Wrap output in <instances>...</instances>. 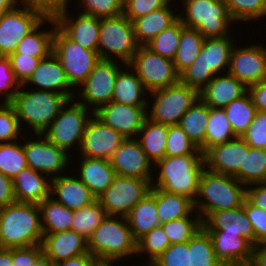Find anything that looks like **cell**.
<instances>
[{"mask_svg": "<svg viewBox=\"0 0 266 266\" xmlns=\"http://www.w3.org/2000/svg\"><path fill=\"white\" fill-rule=\"evenodd\" d=\"M208 120L209 107L199 98L181 117L178 124L203 154Z\"/></svg>", "mask_w": 266, "mask_h": 266, "instance_id": "36", "label": "cell"}, {"mask_svg": "<svg viewBox=\"0 0 266 266\" xmlns=\"http://www.w3.org/2000/svg\"><path fill=\"white\" fill-rule=\"evenodd\" d=\"M168 130L169 125L156 123L146 118L138 133L136 139L153 164L166 156Z\"/></svg>", "mask_w": 266, "mask_h": 266, "instance_id": "35", "label": "cell"}, {"mask_svg": "<svg viewBox=\"0 0 266 266\" xmlns=\"http://www.w3.org/2000/svg\"><path fill=\"white\" fill-rule=\"evenodd\" d=\"M217 259L224 266H248L254 245L240 235L225 234L223 230H206Z\"/></svg>", "mask_w": 266, "mask_h": 266, "instance_id": "24", "label": "cell"}, {"mask_svg": "<svg viewBox=\"0 0 266 266\" xmlns=\"http://www.w3.org/2000/svg\"><path fill=\"white\" fill-rule=\"evenodd\" d=\"M161 226L171 244L189 241L203 227L202 219L196 210L189 216L163 223Z\"/></svg>", "mask_w": 266, "mask_h": 266, "instance_id": "44", "label": "cell"}, {"mask_svg": "<svg viewBox=\"0 0 266 266\" xmlns=\"http://www.w3.org/2000/svg\"><path fill=\"white\" fill-rule=\"evenodd\" d=\"M126 219L136 242L160 225L156 207V188L151 187L150 192L130 210Z\"/></svg>", "mask_w": 266, "mask_h": 266, "instance_id": "33", "label": "cell"}, {"mask_svg": "<svg viewBox=\"0 0 266 266\" xmlns=\"http://www.w3.org/2000/svg\"><path fill=\"white\" fill-rule=\"evenodd\" d=\"M53 53L65 71L70 86L72 89L76 88L75 90L85 82L94 66L101 59L98 52L82 48L58 26L54 33Z\"/></svg>", "mask_w": 266, "mask_h": 266, "instance_id": "11", "label": "cell"}, {"mask_svg": "<svg viewBox=\"0 0 266 266\" xmlns=\"http://www.w3.org/2000/svg\"><path fill=\"white\" fill-rule=\"evenodd\" d=\"M171 245L161 225L153 228L137 241V254H147L150 266Z\"/></svg>", "mask_w": 266, "mask_h": 266, "instance_id": "48", "label": "cell"}, {"mask_svg": "<svg viewBox=\"0 0 266 266\" xmlns=\"http://www.w3.org/2000/svg\"><path fill=\"white\" fill-rule=\"evenodd\" d=\"M234 177L246 187L256 183H266V149H256L249 146L245 152L243 166Z\"/></svg>", "mask_w": 266, "mask_h": 266, "instance_id": "40", "label": "cell"}, {"mask_svg": "<svg viewBox=\"0 0 266 266\" xmlns=\"http://www.w3.org/2000/svg\"><path fill=\"white\" fill-rule=\"evenodd\" d=\"M151 187L148 180L116 175L113 183L97 197V200L107 215L126 217L150 192Z\"/></svg>", "mask_w": 266, "mask_h": 266, "instance_id": "13", "label": "cell"}, {"mask_svg": "<svg viewBox=\"0 0 266 266\" xmlns=\"http://www.w3.org/2000/svg\"><path fill=\"white\" fill-rule=\"evenodd\" d=\"M204 39L197 29L186 26L182 28L177 54L173 59L179 75L195 61L201 52Z\"/></svg>", "mask_w": 266, "mask_h": 266, "instance_id": "39", "label": "cell"}, {"mask_svg": "<svg viewBox=\"0 0 266 266\" xmlns=\"http://www.w3.org/2000/svg\"><path fill=\"white\" fill-rule=\"evenodd\" d=\"M233 128L225 116L224 109L209 107V120L204 141V153L211 147L236 138Z\"/></svg>", "mask_w": 266, "mask_h": 266, "instance_id": "42", "label": "cell"}, {"mask_svg": "<svg viewBox=\"0 0 266 266\" xmlns=\"http://www.w3.org/2000/svg\"><path fill=\"white\" fill-rule=\"evenodd\" d=\"M189 266H224L216 257L208 232L202 227L189 241Z\"/></svg>", "mask_w": 266, "mask_h": 266, "instance_id": "43", "label": "cell"}, {"mask_svg": "<svg viewBox=\"0 0 266 266\" xmlns=\"http://www.w3.org/2000/svg\"><path fill=\"white\" fill-rule=\"evenodd\" d=\"M15 5H17L16 0H0V17L9 12Z\"/></svg>", "mask_w": 266, "mask_h": 266, "instance_id": "67", "label": "cell"}, {"mask_svg": "<svg viewBox=\"0 0 266 266\" xmlns=\"http://www.w3.org/2000/svg\"><path fill=\"white\" fill-rule=\"evenodd\" d=\"M125 138L94 114L87 123L79 149L80 157L109 160Z\"/></svg>", "mask_w": 266, "mask_h": 266, "instance_id": "18", "label": "cell"}, {"mask_svg": "<svg viewBox=\"0 0 266 266\" xmlns=\"http://www.w3.org/2000/svg\"><path fill=\"white\" fill-rule=\"evenodd\" d=\"M234 36L205 38L201 52L179 75V82L200 92L217 74L228 72Z\"/></svg>", "mask_w": 266, "mask_h": 266, "instance_id": "6", "label": "cell"}, {"mask_svg": "<svg viewBox=\"0 0 266 266\" xmlns=\"http://www.w3.org/2000/svg\"><path fill=\"white\" fill-rule=\"evenodd\" d=\"M16 202L12 178L0 172V208Z\"/></svg>", "mask_w": 266, "mask_h": 266, "instance_id": "63", "label": "cell"}, {"mask_svg": "<svg viewBox=\"0 0 266 266\" xmlns=\"http://www.w3.org/2000/svg\"><path fill=\"white\" fill-rule=\"evenodd\" d=\"M228 73L246 87L266 80V46L254 43L239 48L235 44L230 55Z\"/></svg>", "mask_w": 266, "mask_h": 266, "instance_id": "17", "label": "cell"}, {"mask_svg": "<svg viewBox=\"0 0 266 266\" xmlns=\"http://www.w3.org/2000/svg\"><path fill=\"white\" fill-rule=\"evenodd\" d=\"M139 46L133 24L124 14L100 18L97 52L101 59L119 60L128 65Z\"/></svg>", "mask_w": 266, "mask_h": 266, "instance_id": "8", "label": "cell"}, {"mask_svg": "<svg viewBox=\"0 0 266 266\" xmlns=\"http://www.w3.org/2000/svg\"><path fill=\"white\" fill-rule=\"evenodd\" d=\"M87 247L98 262L118 263L126 257L137 256V242L123 216L107 215L87 239Z\"/></svg>", "mask_w": 266, "mask_h": 266, "instance_id": "4", "label": "cell"}, {"mask_svg": "<svg viewBox=\"0 0 266 266\" xmlns=\"http://www.w3.org/2000/svg\"><path fill=\"white\" fill-rule=\"evenodd\" d=\"M20 86L12 71L9 58L0 56V98H3L2 103H9L17 94Z\"/></svg>", "mask_w": 266, "mask_h": 266, "instance_id": "53", "label": "cell"}, {"mask_svg": "<svg viewBox=\"0 0 266 266\" xmlns=\"http://www.w3.org/2000/svg\"><path fill=\"white\" fill-rule=\"evenodd\" d=\"M116 175L152 182L154 164L147 158L136 138L125 139L109 159Z\"/></svg>", "mask_w": 266, "mask_h": 266, "instance_id": "20", "label": "cell"}, {"mask_svg": "<svg viewBox=\"0 0 266 266\" xmlns=\"http://www.w3.org/2000/svg\"><path fill=\"white\" fill-rule=\"evenodd\" d=\"M147 94L148 91L137 77L136 72L129 64H126L116 77L112 101L125 105L148 107V99L150 96Z\"/></svg>", "mask_w": 266, "mask_h": 266, "instance_id": "32", "label": "cell"}, {"mask_svg": "<svg viewBox=\"0 0 266 266\" xmlns=\"http://www.w3.org/2000/svg\"><path fill=\"white\" fill-rule=\"evenodd\" d=\"M98 260L95 259L90 253H86L77 257L69 258L68 260L61 261L55 266H97Z\"/></svg>", "mask_w": 266, "mask_h": 266, "instance_id": "64", "label": "cell"}, {"mask_svg": "<svg viewBox=\"0 0 266 266\" xmlns=\"http://www.w3.org/2000/svg\"><path fill=\"white\" fill-rule=\"evenodd\" d=\"M107 216L98 200L84 208L73 211L71 230L88 239Z\"/></svg>", "mask_w": 266, "mask_h": 266, "instance_id": "45", "label": "cell"}, {"mask_svg": "<svg viewBox=\"0 0 266 266\" xmlns=\"http://www.w3.org/2000/svg\"><path fill=\"white\" fill-rule=\"evenodd\" d=\"M245 198L246 186L234 176L214 173L205 168L199 179L194 208L203 221L210 213L242 206Z\"/></svg>", "mask_w": 266, "mask_h": 266, "instance_id": "5", "label": "cell"}, {"mask_svg": "<svg viewBox=\"0 0 266 266\" xmlns=\"http://www.w3.org/2000/svg\"><path fill=\"white\" fill-rule=\"evenodd\" d=\"M45 16L31 7L15 5L0 17V56L14 53L18 43L33 30Z\"/></svg>", "mask_w": 266, "mask_h": 266, "instance_id": "16", "label": "cell"}, {"mask_svg": "<svg viewBox=\"0 0 266 266\" xmlns=\"http://www.w3.org/2000/svg\"><path fill=\"white\" fill-rule=\"evenodd\" d=\"M245 212L255 233V246L266 244V210L252 204L247 198L243 202Z\"/></svg>", "mask_w": 266, "mask_h": 266, "instance_id": "56", "label": "cell"}, {"mask_svg": "<svg viewBox=\"0 0 266 266\" xmlns=\"http://www.w3.org/2000/svg\"><path fill=\"white\" fill-rule=\"evenodd\" d=\"M42 253V244L12 248V266H30Z\"/></svg>", "mask_w": 266, "mask_h": 266, "instance_id": "60", "label": "cell"}, {"mask_svg": "<svg viewBox=\"0 0 266 266\" xmlns=\"http://www.w3.org/2000/svg\"><path fill=\"white\" fill-rule=\"evenodd\" d=\"M171 3L132 21L136 41L140 46H145L179 18V14L175 13L178 12L177 8H172Z\"/></svg>", "mask_w": 266, "mask_h": 266, "instance_id": "31", "label": "cell"}, {"mask_svg": "<svg viewBox=\"0 0 266 266\" xmlns=\"http://www.w3.org/2000/svg\"><path fill=\"white\" fill-rule=\"evenodd\" d=\"M156 207L160 225L189 216L194 210V201L187 196L167 193L156 188Z\"/></svg>", "mask_w": 266, "mask_h": 266, "instance_id": "38", "label": "cell"}, {"mask_svg": "<svg viewBox=\"0 0 266 266\" xmlns=\"http://www.w3.org/2000/svg\"><path fill=\"white\" fill-rule=\"evenodd\" d=\"M16 2L20 6L40 11L45 17H56L68 9L70 0H16Z\"/></svg>", "mask_w": 266, "mask_h": 266, "instance_id": "59", "label": "cell"}, {"mask_svg": "<svg viewBox=\"0 0 266 266\" xmlns=\"http://www.w3.org/2000/svg\"><path fill=\"white\" fill-rule=\"evenodd\" d=\"M248 266H266V244L255 246Z\"/></svg>", "mask_w": 266, "mask_h": 266, "instance_id": "65", "label": "cell"}, {"mask_svg": "<svg viewBox=\"0 0 266 266\" xmlns=\"http://www.w3.org/2000/svg\"><path fill=\"white\" fill-rule=\"evenodd\" d=\"M0 266H12V248H0Z\"/></svg>", "mask_w": 266, "mask_h": 266, "instance_id": "66", "label": "cell"}, {"mask_svg": "<svg viewBox=\"0 0 266 266\" xmlns=\"http://www.w3.org/2000/svg\"><path fill=\"white\" fill-rule=\"evenodd\" d=\"M69 13L66 9L55 17L58 27L82 48L97 52L100 18L83 13Z\"/></svg>", "mask_w": 266, "mask_h": 266, "instance_id": "22", "label": "cell"}, {"mask_svg": "<svg viewBox=\"0 0 266 266\" xmlns=\"http://www.w3.org/2000/svg\"><path fill=\"white\" fill-rule=\"evenodd\" d=\"M247 92L257 111L266 112V80L250 85Z\"/></svg>", "mask_w": 266, "mask_h": 266, "instance_id": "61", "label": "cell"}, {"mask_svg": "<svg viewBox=\"0 0 266 266\" xmlns=\"http://www.w3.org/2000/svg\"><path fill=\"white\" fill-rule=\"evenodd\" d=\"M62 174L51 179V197L66 208L75 211L92 204L97 197L74 174Z\"/></svg>", "mask_w": 266, "mask_h": 266, "instance_id": "25", "label": "cell"}, {"mask_svg": "<svg viewBox=\"0 0 266 266\" xmlns=\"http://www.w3.org/2000/svg\"><path fill=\"white\" fill-rule=\"evenodd\" d=\"M47 23H50L53 28L43 29L44 25H49ZM57 26L55 17H45L33 30L22 38L14 53L46 58L53 52L54 33Z\"/></svg>", "mask_w": 266, "mask_h": 266, "instance_id": "34", "label": "cell"}, {"mask_svg": "<svg viewBox=\"0 0 266 266\" xmlns=\"http://www.w3.org/2000/svg\"><path fill=\"white\" fill-rule=\"evenodd\" d=\"M181 2L184 11L178 12V16L184 26L197 29L204 38L231 35L229 28L235 21L230 16L224 0H181Z\"/></svg>", "mask_w": 266, "mask_h": 266, "instance_id": "7", "label": "cell"}, {"mask_svg": "<svg viewBox=\"0 0 266 266\" xmlns=\"http://www.w3.org/2000/svg\"><path fill=\"white\" fill-rule=\"evenodd\" d=\"M25 88L21 85L9 104L14 108L22 130L26 123L25 127L31 128V133L43 134L69 98L63 94Z\"/></svg>", "mask_w": 266, "mask_h": 266, "instance_id": "3", "label": "cell"}, {"mask_svg": "<svg viewBox=\"0 0 266 266\" xmlns=\"http://www.w3.org/2000/svg\"><path fill=\"white\" fill-rule=\"evenodd\" d=\"M93 114L77 100L75 101V98L69 99L43 135L68 154L76 147L79 151L87 123Z\"/></svg>", "mask_w": 266, "mask_h": 266, "instance_id": "9", "label": "cell"}, {"mask_svg": "<svg viewBox=\"0 0 266 266\" xmlns=\"http://www.w3.org/2000/svg\"><path fill=\"white\" fill-rule=\"evenodd\" d=\"M78 164V170L74 174L98 197L112 183L116 176L114 168L109 160L81 157ZM80 166V168H79ZM79 173V174H78Z\"/></svg>", "mask_w": 266, "mask_h": 266, "instance_id": "30", "label": "cell"}, {"mask_svg": "<svg viewBox=\"0 0 266 266\" xmlns=\"http://www.w3.org/2000/svg\"><path fill=\"white\" fill-rule=\"evenodd\" d=\"M148 95L153 100H148L147 118L165 125L179 124L181 117L199 100V92L196 89L180 82L150 91Z\"/></svg>", "mask_w": 266, "mask_h": 266, "instance_id": "10", "label": "cell"}, {"mask_svg": "<svg viewBox=\"0 0 266 266\" xmlns=\"http://www.w3.org/2000/svg\"><path fill=\"white\" fill-rule=\"evenodd\" d=\"M150 266H189L188 241L171 244Z\"/></svg>", "mask_w": 266, "mask_h": 266, "instance_id": "55", "label": "cell"}, {"mask_svg": "<svg viewBox=\"0 0 266 266\" xmlns=\"http://www.w3.org/2000/svg\"><path fill=\"white\" fill-rule=\"evenodd\" d=\"M120 64L122 65L120 66ZM125 65L124 63H118L117 60L100 59L85 82L76 91L75 96L79 95L81 100L80 98H75V100L93 113L101 106L110 103L116 77Z\"/></svg>", "mask_w": 266, "mask_h": 266, "instance_id": "12", "label": "cell"}, {"mask_svg": "<svg viewBox=\"0 0 266 266\" xmlns=\"http://www.w3.org/2000/svg\"><path fill=\"white\" fill-rule=\"evenodd\" d=\"M35 139L26 137L23 149L28 167L46 174L51 179L62 175L69 168L71 155L51 143L43 134H34ZM30 139V140H29Z\"/></svg>", "mask_w": 266, "mask_h": 266, "instance_id": "15", "label": "cell"}, {"mask_svg": "<svg viewBox=\"0 0 266 266\" xmlns=\"http://www.w3.org/2000/svg\"><path fill=\"white\" fill-rule=\"evenodd\" d=\"M97 266H119L117 262H99Z\"/></svg>", "mask_w": 266, "mask_h": 266, "instance_id": "69", "label": "cell"}, {"mask_svg": "<svg viewBox=\"0 0 266 266\" xmlns=\"http://www.w3.org/2000/svg\"><path fill=\"white\" fill-rule=\"evenodd\" d=\"M129 66L136 72L148 92L179 82V74L173 60L152 52L146 46H139Z\"/></svg>", "mask_w": 266, "mask_h": 266, "instance_id": "14", "label": "cell"}, {"mask_svg": "<svg viewBox=\"0 0 266 266\" xmlns=\"http://www.w3.org/2000/svg\"><path fill=\"white\" fill-rule=\"evenodd\" d=\"M38 204L14 202L0 208V248H19L43 242Z\"/></svg>", "mask_w": 266, "mask_h": 266, "instance_id": "2", "label": "cell"}, {"mask_svg": "<svg viewBox=\"0 0 266 266\" xmlns=\"http://www.w3.org/2000/svg\"><path fill=\"white\" fill-rule=\"evenodd\" d=\"M21 143L20 141L0 143V172L7 177L13 178L28 166Z\"/></svg>", "mask_w": 266, "mask_h": 266, "instance_id": "47", "label": "cell"}, {"mask_svg": "<svg viewBox=\"0 0 266 266\" xmlns=\"http://www.w3.org/2000/svg\"><path fill=\"white\" fill-rule=\"evenodd\" d=\"M153 169L159 172L153 174L152 187L196 200L199 179L205 169L203 155L165 156L154 164Z\"/></svg>", "mask_w": 266, "mask_h": 266, "instance_id": "1", "label": "cell"}, {"mask_svg": "<svg viewBox=\"0 0 266 266\" xmlns=\"http://www.w3.org/2000/svg\"><path fill=\"white\" fill-rule=\"evenodd\" d=\"M245 152H249V146L241 137L215 145L203 154L205 168L214 173L234 176L243 166Z\"/></svg>", "mask_w": 266, "mask_h": 266, "instance_id": "21", "label": "cell"}, {"mask_svg": "<svg viewBox=\"0 0 266 266\" xmlns=\"http://www.w3.org/2000/svg\"><path fill=\"white\" fill-rule=\"evenodd\" d=\"M184 27L178 18L172 25L161 31L145 46L160 56L173 60L177 54L182 28Z\"/></svg>", "mask_w": 266, "mask_h": 266, "instance_id": "46", "label": "cell"}, {"mask_svg": "<svg viewBox=\"0 0 266 266\" xmlns=\"http://www.w3.org/2000/svg\"><path fill=\"white\" fill-rule=\"evenodd\" d=\"M224 111L237 137H241L244 134L257 113V109L253 105L248 92L229 103L224 108Z\"/></svg>", "mask_w": 266, "mask_h": 266, "instance_id": "41", "label": "cell"}, {"mask_svg": "<svg viewBox=\"0 0 266 266\" xmlns=\"http://www.w3.org/2000/svg\"><path fill=\"white\" fill-rule=\"evenodd\" d=\"M24 86H31V88L33 86L35 90L63 94L69 99L77 98L75 89H71L65 71L53 52L39 61L37 68Z\"/></svg>", "mask_w": 266, "mask_h": 266, "instance_id": "23", "label": "cell"}, {"mask_svg": "<svg viewBox=\"0 0 266 266\" xmlns=\"http://www.w3.org/2000/svg\"><path fill=\"white\" fill-rule=\"evenodd\" d=\"M246 198L252 204L266 210V183H256L247 186Z\"/></svg>", "mask_w": 266, "mask_h": 266, "instance_id": "62", "label": "cell"}, {"mask_svg": "<svg viewBox=\"0 0 266 266\" xmlns=\"http://www.w3.org/2000/svg\"><path fill=\"white\" fill-rule=\"evenodd\" d=\"M23 134L14 108L9 103H0V143L19 141Z\"/></svg>", "mask_w": 266, "mask_h": 266, "instance_id": "51", "label": "cell"}, {"mask_svg": "<svg viewBox=\"0 0 266 266\" xmlns=\"http://www.w3.org/2000/svg\"><path fill=\"white\" fill-rule=\"evenodd\" d=\"M12 182L16 202L39 205L51 196V178L28 166L14 176Z\"/></svg>", "mask_w": 266, "mask_h": 266, "instance_id": "28", "label": "cell"}, {"mask_svg": "<svg viewBox=\"0 0 266 266\" xmlns=\"http://www.w3.org/2000/svg\"><path fill=\"white\" fill-rule=\"evenodd\" d=\"M30 266H55V265L44 253H42Z\"/></svg>", "mask_w": 266, "mask_h": 266, "instance_id": "68", "label": "cell"}, {"mask_svg": "<svg viewBox=\"0 0 266 266\" xmlns=\"http://www.w3.org/2000/svg\"><path fill=\"white\" fill-rule=\"evenodd\" d=\"M230 16L238 24L247 21H258L266 16V0H224Z\"/></svg>", "mask_w": 266, "mask_h": 266, "instance_id": "49", "label": "cell"}, {"mask_svg": "<svg viewBox=\"0 0 266 266\" xmlns=\"http://www.w3.org/2000/svg\"><path fill=\"white\" fill-rule=\"evenodd\" d=\"M202 225L205 230H223L225 234L240 235L255 246V233L243 205L210 213Z\"/></svg>", "mask_w": 266, "mask_h": 266, "instance_id": "29", "label": "cell"}, {"mask_svg": "<svg viewBox=\"0 0 266 266\" xmlns=\"http://www.w3.org/2000/svg\"><path fill=\"white\" fill-rule=\"evenodd\" d=\"M171 1L173 0H132L123 9V14L132 22L151 11L167 6Z\"/></svg>", "mask_w": 266, "mask_h": 266, "instance_id": "58", "label": "cell"}, {"mask_svg": "<svg viewBox=\"0 0 266 266\" xmlns=\"http://www.w3.org/2000/svg\"><path fill=\"white\" fill-rule=\"evenodd\" d=\"M247 87L230 73L217 74L199 92V98L210 108L224 109L229 103L242 97Z\"/></svg>", "mask_w": 266, "mask_h": 266, "instance_id": "27", "label": "cell"}, {"mask_svg": "<svg viewBox=\"0 0 266 266\" xmlns=\"http://www.w3.org/2000/svg\"><path fill=\"white\" fill-rule=\"evenodd\" d=\"M120 6L124 9L125 6L130 3L132 0H117Z\"/></svg>", "mask_w": 266, "mask_h": 266, "instance_id": "70", "label": "cell"}, {"mask_svg": "<svg viewBox=\"0 0 266 266\" xmlns=\"http://www.w3.org/2000/svg\"><path fill=\"white\" fill-rule=\"evenodd\" d=\"M83 13L99 18L116 17L123 14L117 0H78Z\"/></svg>", "mask_w": 266, "mask_h": 266, "instance_id": "52", "label": "cell"}, {"mask_svg": "<svg viewBox=\"0 0 266 266\" xmlns=\"http://www.w3.org/2000/svg\"><path fill=\"white\" fill-rule=\"evenodd\" d=\"M94 115L125 139L137 138L145 119L147 107L125 105L111 101L101 106Z\"/></svg>", "mask_w": 266, "mask_h": 266, "instance_id": "19", "label": "cell"}, {"mask_svg": "<svg viewBox=\"0 0 266 266\" xmlns=\"http://www.w3.org/2000/svg\"><path fill=\"white\" fill-rule=\"evenodd\" d=\"M43 253L56 265L88 252L87 239L73 230L43 233Z\"/></svg>", "mask_w": 266, "mask_h": 266, "instance_id": "26", "label": "cell"}, {"mask_svg": "<svg viewBox=\"0 0 266 266\" xmlns=\"http://www.w3.org/2000/svg\"><path fill=\"white\" fill-rule=\"evenodd\" d=\"M8 58L11 62L12 71L20 85H24L28 81L39 61L43 59L18 53H12Z\"/></svg>", "mask_w": 266, "mask_h": 266, "instance_id": "57", "label": "cell"}, {"mask_svg": "<svg viewBox=\"0 0 266 266\" xmlns=\"http://www.w3.org/2000/svg\"><path fill=\"white\" fill-rule=\"evenodd\" d=\"M241 138L251 148L266 149V112L257 111L253 122Z\"/></svg>", "mask_w": 266, "mask_h": 266, "instance_id": "54", "label": "cell"}, {"mask_svg": "<svg viewBox=\"0 0 266 266\" xmlns=\"http://www.w3.org/2000/svg\"><path fill=\"white\" fill-rule=\"evenodd\" d=\"M182 155H203V153L178 124L169 125L166 156L178 157Z\"/></svg>", "mask_w": 266, "mask_h": 266, "instance_id": "50", "label": "cell"}, {"mask_svg": "<svg viewBox=\"0 0 266 266\" xmlns=\"http://www.w3.org/2000/svg\"><path fill=\"white\" fill-rule=\"evenodd\" d=\"M43 233L71 230L73 211L60 204L53 197L45 198L39 205Z\"/></svg>", "mask_w": 266, "mask_h": 266, "instance_id": "37", "label": "cell"}]
</instances>
